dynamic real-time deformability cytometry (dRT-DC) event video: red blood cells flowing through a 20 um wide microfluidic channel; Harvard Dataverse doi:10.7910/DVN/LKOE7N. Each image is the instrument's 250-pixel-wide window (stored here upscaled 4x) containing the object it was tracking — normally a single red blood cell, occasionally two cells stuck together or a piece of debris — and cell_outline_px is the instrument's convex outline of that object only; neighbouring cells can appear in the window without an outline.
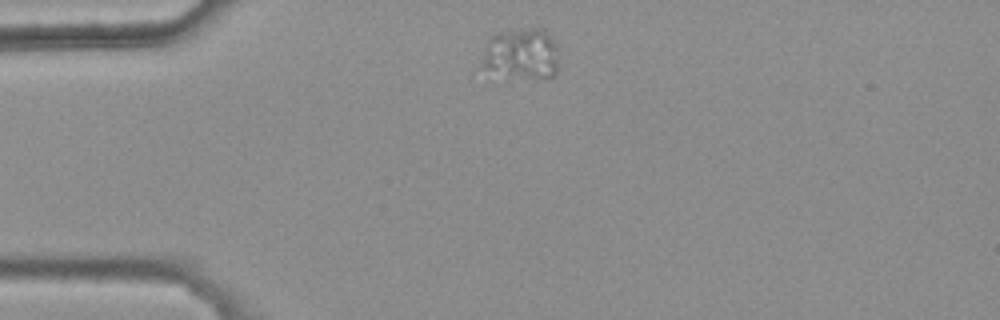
{"species": "common noctule bat (a hibernating species)", "species_latin": "Nyctalus noctula", "temperature_condition": "warm", "stored_images_in_passage": 2, "camera_frame_rate_fps": 3000, "um_per_image_px": 0.085, "animal": {"sex": "female", "body_mass_g": 25.1}, "frame": {"image": 1, "passage_image": 1, "time_ms": 0.0, "image_size_px": [1000, 320], "cell_outline_px": [[556, 72], [548, 80], [476, 68], [488, 36], [500, 32], [532, 28], [540, 28], [556, 44]], "centroid_in_image_um": [44.22, 4.57], "position_along_channel_um": 40.8, "area_um2": 22.72}}